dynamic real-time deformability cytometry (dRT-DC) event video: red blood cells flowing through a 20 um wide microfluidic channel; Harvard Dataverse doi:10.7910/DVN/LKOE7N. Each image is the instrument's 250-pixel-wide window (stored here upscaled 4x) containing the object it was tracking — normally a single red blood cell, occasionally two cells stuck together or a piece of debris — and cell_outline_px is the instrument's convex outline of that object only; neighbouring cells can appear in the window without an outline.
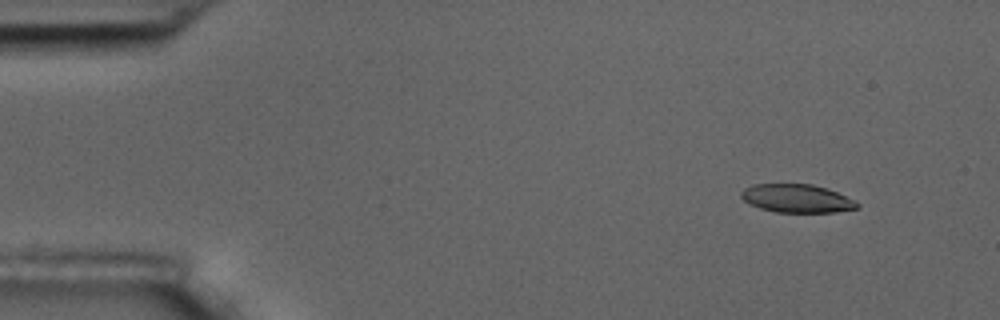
{"species": "common noctule bat (a hibernating species)", "species_latin": "Nyctalus noctula", "temperature_condition": "room temperature", "stored_images_in_passage": 55, "camera_frame_rate_fps": 3000, "um_per_image_px": 0.085, "animal": {"sex": "male", "body_mass_g": 17.5, "forearm_length_mm": 52.3}, "frame": {"image": 1, "passage_image": 5, "time_ms": 1.333, "image_size_px": [1000, 320], "cell_outline_px": [[860, 208], [836, 212], [776, 212], [760, 208], [748, 204], [740, 196], [740, 192], [744, 188], [752, 184], [812, 184], [828, 188], [860, 204]], "centroid_in_image_um": [67.7, 16.86], "position_along_channel_um": 17.3, "area_um2": 19.19}}
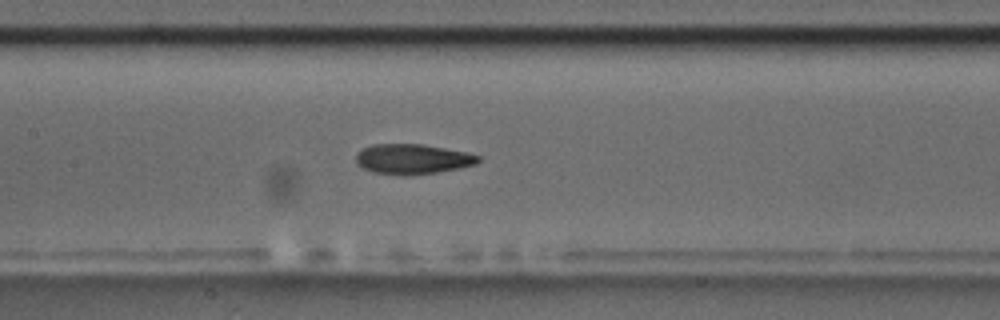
{"frame": {"image": 2, "passage_image": 26, "time_ms": 8.333, "image_size_px": [1000, 320], "cell_outline_px": [[480, 160], [476, 164], [460, 168], [412, 176], [400, 176], [376, 172], [360, 168], [356, 164], [356, 156], [364, 148], [372, 144], [420, 144], [444, 148], [464, 152], [480, 156]], "centroid_in_image_um": [35.04, 13.54], "position_along_channel_um": 172.4, "area_um2": 21.44}}
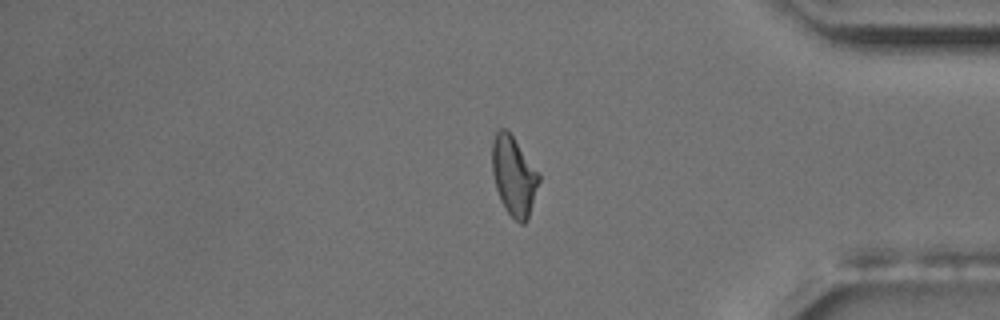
{"frame": {"image": 3, "passage_image": 46, "time_ms": 15.0, "image_size_px": [1000, 320], "cell_outline_px": [[540, 180], [528, 220], [524, 224], [520, 224], [504, 208], [500, 200], [496, 188], [492, 172], [492, 140], [496, 132], [500, 128], [504, 128], [512, 136], [540, 176]], "centroid_in_image_um": [43.66, 14.99], "position_along_channel_um": 391.5, "area_um2": 21.33}, "authors_computed_cell_mechanics": {"area_um2": 21.2704, "velocity_mm_per_s": 3.6308, "shape_relaxation_time_tau1_ms": null, "shape_relaxation_time_tau2_ms": 3.7223, "deformation_change_tau1": null, "deformation_change_tau2": 0.1078}}